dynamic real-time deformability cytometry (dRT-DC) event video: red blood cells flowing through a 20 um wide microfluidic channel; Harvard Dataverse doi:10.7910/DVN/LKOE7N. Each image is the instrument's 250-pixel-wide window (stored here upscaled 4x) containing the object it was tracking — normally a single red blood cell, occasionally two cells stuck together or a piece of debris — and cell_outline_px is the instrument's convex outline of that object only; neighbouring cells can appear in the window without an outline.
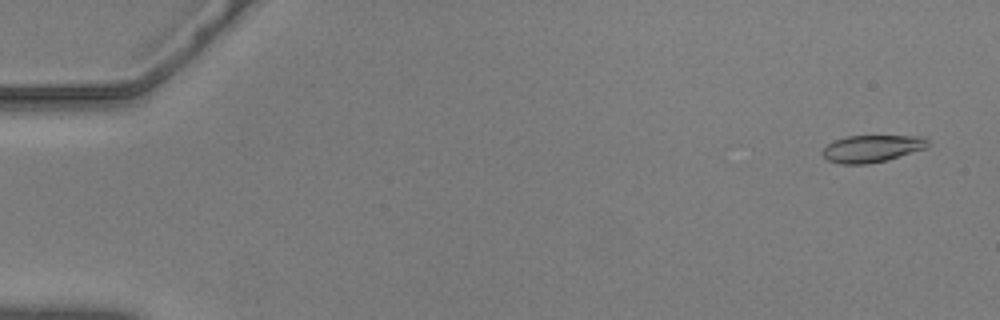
{"species": "common noctule bat (a hibernating species)", "species_latin": "Nyctalus noctula", "temperature_condition": "warm", "stored_images_in_passage": 26, "camera_frame_rate_fps": 3000, "um_per_image_px": 0.085, "animal": {"sex": "male", "body_mass_g": 20.5, "forearm_length_mm": 52.5}, "frame": {"image": 1, "passage_image": 3, "time_ms": 0.667, "image_size_px": [1000, 320], "cell_outline_px": [[928, 144], [924, 148], [888, 160], [868, 164], [840, 164], [828, 160], [820, 152], [832, 140], [848, 136], [924, 136], [928, 140]], "centroid_in_image_um": [74.07, 12.63], "position_along_channel_um": 10.9, "area_um2": 16.65}}
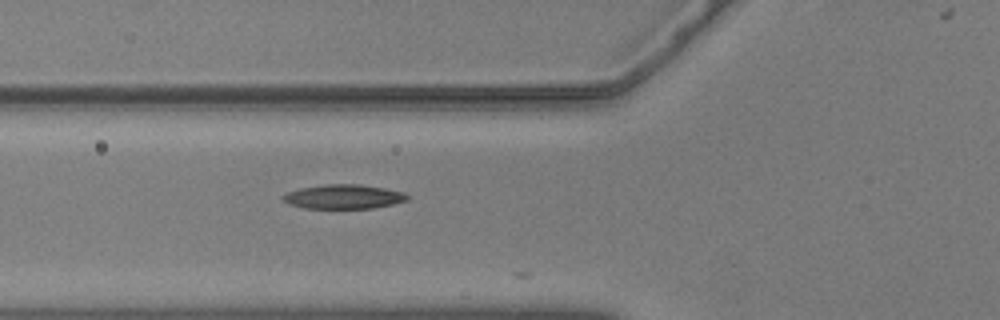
{"frame": {"image": 2, "passage_image": 22, "time_ms": 7.0, "image_size_px": [1000, 320], "cell_outline_px": [[408, 200], [392, 204], [372, 208], [304, 208], [288, 204], [280, 196], [288, 192], [300, 188], [328, 184], [360, 184], [384, 188], [404, 192], [408, 196]], "centroid_in_image_um": [29.19, 16.71], "position_along_channel_um": 96.6, "area_um2": 17.51}}
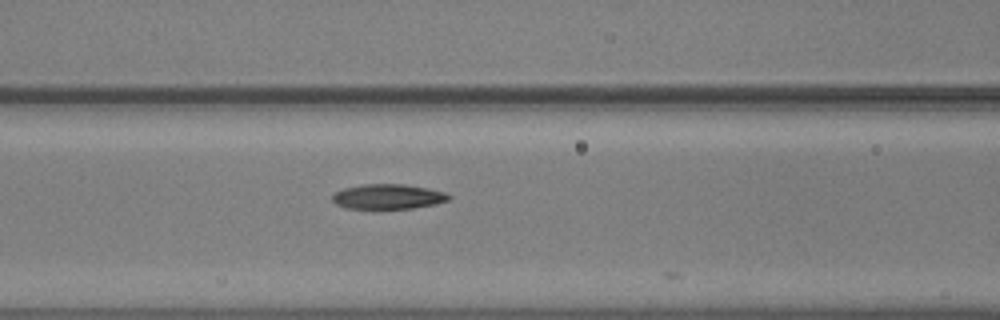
{"frame": {"image": 3, "passage_image": 25, "time_ms": 8.0, "image_size_px": [1000, 320], "cell_outline_px": [[452, 196], [448, 200], [436, 204], [412, 208], [372, 212], [344, 208], [336, 204], [332, 200], [332, 196], [336, 192], [344, 188], [364, 184], [404, 184], [428, 188], [444, 192]], "centroid_in_image_um": [32.93, 16.77], "position_along_channel_um": 133.7, "area_um2": 17.8}}